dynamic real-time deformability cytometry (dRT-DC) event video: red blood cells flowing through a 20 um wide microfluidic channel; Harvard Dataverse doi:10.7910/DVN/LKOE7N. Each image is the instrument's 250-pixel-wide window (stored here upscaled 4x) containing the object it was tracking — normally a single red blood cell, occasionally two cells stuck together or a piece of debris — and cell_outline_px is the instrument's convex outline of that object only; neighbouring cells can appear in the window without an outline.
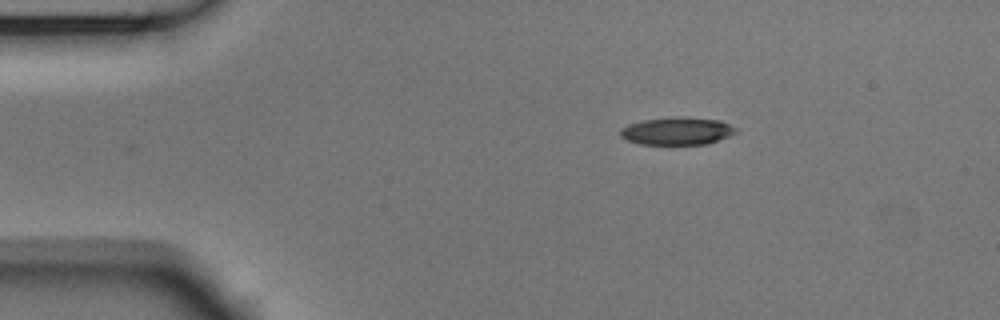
{"species": "Egyptian fruit bat (a non-hibernating species)", "species_latin": "Rousettus aegyptiacus", "temperature_condition": "room temperature", "stored_images_in_passage": 39, "camera_frame_rate_fps": 3000, "um_per_image_px": 0.085, "animal": {"sex": "male"}, "frame": {"image": 1, "passage_image": 1, "time_ms": 0.0, "image_size_px": [1000, 320], "cell_outline_px": [[736, 132], [728, 136], [708, 144], [640, 144], [628, 140], [620, 136], [620, 128], [628, 124], [644, 120], [668, 116], [684, 116], [720, 120], [736, 128]], "centroid_in_image_um": [57.53, 11.12], "position_along_channel_um": 27.5, "area_um2": 18.73}}
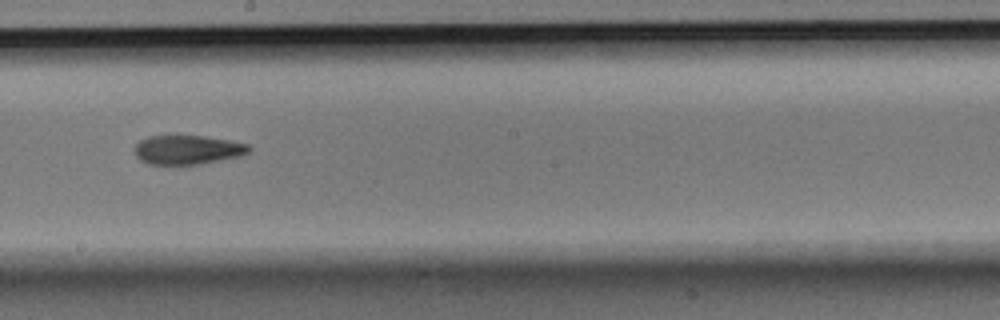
{"frame": {"image": 2, "passage_image": 22, "time_ms": 7.0, "image_size_px": [1000, 320], "cell_outline_px": [[252, 148], [248, 152], [240, 156], [180, 168], [172, 168], [148, 164], [140, 160], [136, 156], [132, 148], [140, 140], [148, 136], [172, 132], [176, 132], [204, 136], [228, 140], [248, 144]], "centroid_in_image_um": [15.82, 12.73], "position_along_channel_um": 232.4, "area_um2": 21.15}}
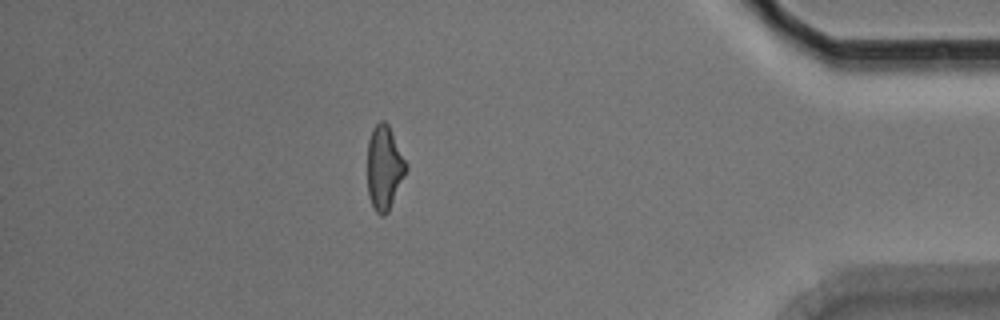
{"frame": {"image": 3, "passage_image": 39, "time_ms": 12.667, "image_size_px": [1000, 320], "cell_outline_px": [[408, 168], [388, 212], [384, 216], [380, 216], [376, 212], [368, 196], [368, 140], [372, 128], [380, 120], [384, 120], [388, 124], [408, 164]], "centroid_in_image_um": [32.67, 14.24], "position_along_channel_um": 402.5, "area_um2": 19.02}, "authors_computed_cell_mechanics": {"area_um2": 19.7676, "velocity_mm_per_s": 3.7487, "shape_relaxation_time_tau1_ms": 5.1752, "shape_relaxation_time_tau2_ms": 5.3353, "deformation_change_tau1": 0.1423, "deformation_change_tau2": 0.1442}}